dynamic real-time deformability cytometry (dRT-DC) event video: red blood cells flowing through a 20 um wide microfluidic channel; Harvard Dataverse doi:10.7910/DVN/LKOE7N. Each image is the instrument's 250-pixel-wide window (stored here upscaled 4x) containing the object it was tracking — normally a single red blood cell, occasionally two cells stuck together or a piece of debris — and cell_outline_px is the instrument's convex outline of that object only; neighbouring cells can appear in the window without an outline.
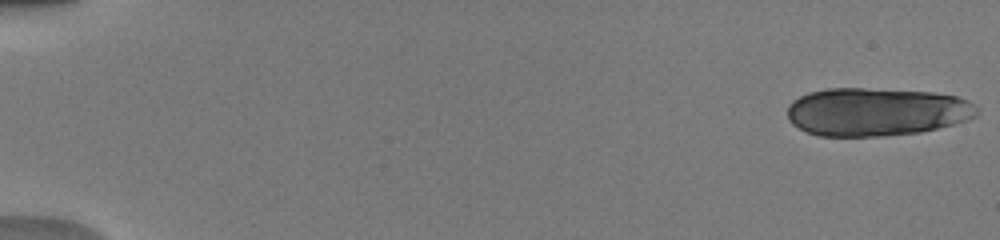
{"species": "human", "species_latin": "Homo sapiens", "temperature_condition": "warm", "stored_images_in_passage": 18, "camera_frame_rate_fps": 3000, "um_per_image_px": 0.085, "donor": {"sex": "male"}, "frame": {"image": 1, "passage_image": 1, "time_ms": 0.0, "image_size_px": [1000, 240], "cell_outline_px": [[976, 116], [968, 120], [920, 132], [880, 136], [820, 136], [804, 132], [792, 124], [788, 120], [788, 104], [792, 100], [808, 92], [828, 88], [864, 88], [932, 92], [956, 96], [968, 100], [976, 108]], "centroid_in_image_um": [74.43, 9.5], "position_along_channel_um": 10.6, "area_um2": 53.35}}
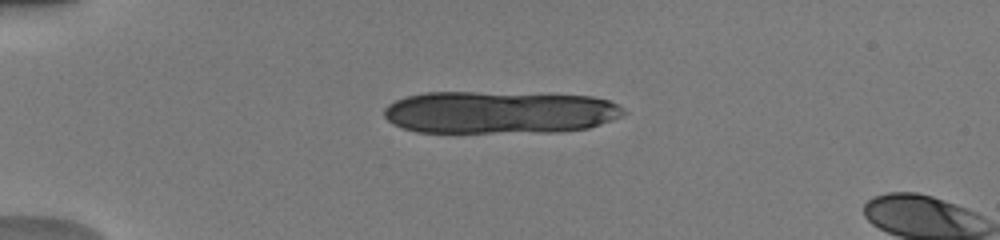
{"frame": {"image": 2, "passage_image": 13, "time_ms": 4.0, "image_size_px": [1000, 240], "cell_outline_px": [[628, 112], [620, 116], [600, 124], [588, 128], [560, 132], [416, 132], [392, 124], [384, 116], [384, 108], [388, 104], [396, 100], [408, 96], [428, 92], [476, 92], [592, 96], [608, 100], [624, 108]], "centroid_in_image_um": [42.45, 9.55], "position_along_channel_um": 42.5, "area_um2": 59.36}}